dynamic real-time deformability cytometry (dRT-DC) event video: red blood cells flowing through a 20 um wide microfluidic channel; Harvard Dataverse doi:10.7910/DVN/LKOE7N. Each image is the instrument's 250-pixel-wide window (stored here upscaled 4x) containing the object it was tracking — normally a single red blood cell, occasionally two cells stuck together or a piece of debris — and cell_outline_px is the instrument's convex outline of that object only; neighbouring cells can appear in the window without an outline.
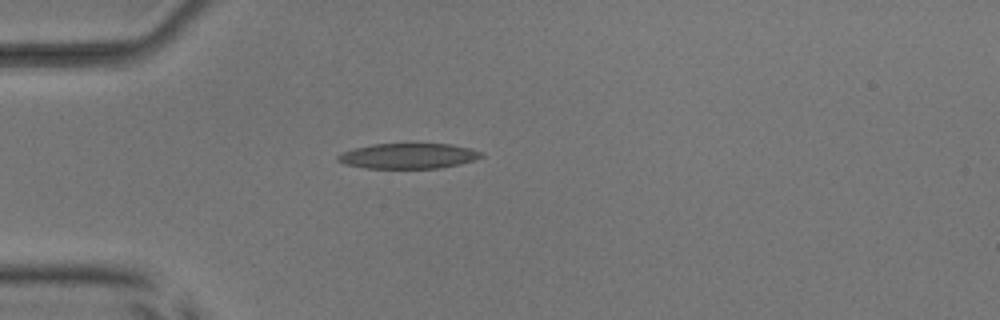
{"species": "common noctule bat (a hibernating species)", "species_latin": "Nyctalus noctula", "temperature_condition": "room temperature", "stored_images_in_passage": 39, "camera_frame_rate_fps": 3000, "um_per_image_px": 0.085, "animal": {"sex": "male", "body_mass_g": 17.9, "forearm_length_mm": 54.2}, "frame": {"image": 1, "passage_image": 1, "time_ms": 0.0, "image_size_px": [1000, 320], "cell_outline_px": [[484, 156], [476, 160], [460, 164], [440, 168], [364, 168], [344, 164], [336, 160], [336, 156], [340, 152], [352, 148], [372, 144], [452, 144], [468, 148], [480, 152]], "centroid_in_image_um": [34.65, 13.26], "position_along_channel_um": 50.3, "area_um2": 21.33}}
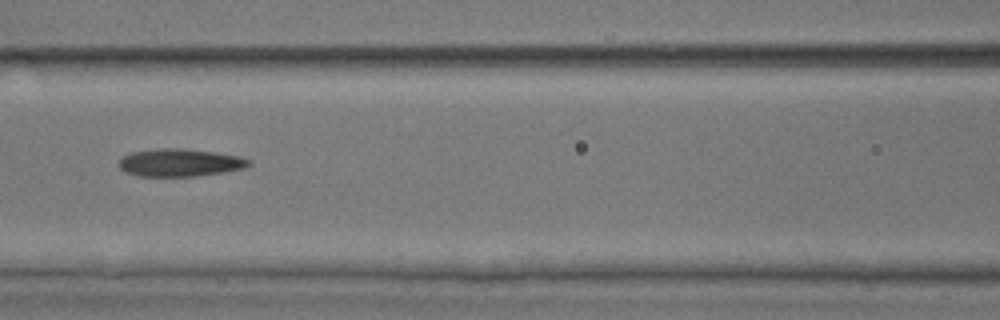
{"frame": {"image": 2, "passage_image": 10, "time_ms": 3.0, "image_size_px": [1000, 320], "cell_outline_px": [[252, 164], [244, 168], [224, 172], [196, 176], [140, 176], [124, 172], [120, 168], [120, 160], [124, 156], [132, 152], [160, 148], [184, 148], [216, 152], [236, 156], [252, 160]], "centroid_in_image_um": [15.32, 13.82], "position_along_channel_um": 151.3, "area_um2": 20.92}}
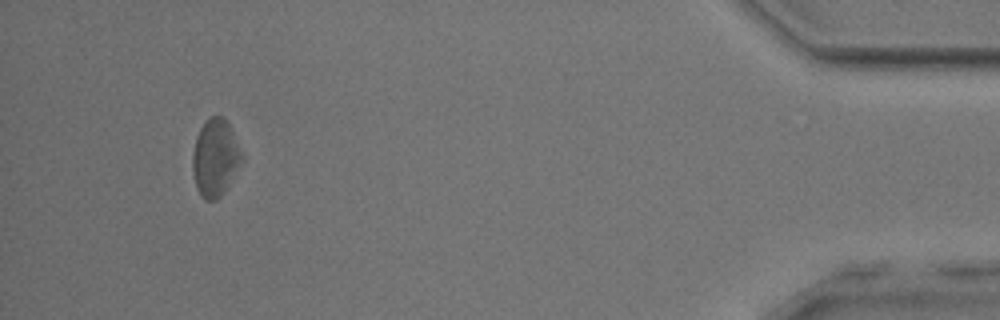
{"frame": {"image": 3, "passage_image": 36, "time_ms": 11.667, "image_size_px": [1000, 320], "cell_outline_px": [[244, 160], [224, 192], [216, 200], [204, 200], [196, 188], [192, 168], [192, 156], [196, 136], [204, 120], [212, 116], [220, 116], [228, 124], [244, 156]], "centroid_in_image_um": [18.29, 13.43], "position_along_channel_um": 416.9, "area_um2": 22.2}, "authors_computed_cell_mechanics": {"area_um2": 21.386, "velocity_mm_per_s": 3.8465, "shape_relaxation_time_tau1_ms": 6.0272, "shape_relaxation_time_tau2_ms": 5.109, "deformation_change_tau1": 0.1233, "deformation_change_tau2": 0.1643}}